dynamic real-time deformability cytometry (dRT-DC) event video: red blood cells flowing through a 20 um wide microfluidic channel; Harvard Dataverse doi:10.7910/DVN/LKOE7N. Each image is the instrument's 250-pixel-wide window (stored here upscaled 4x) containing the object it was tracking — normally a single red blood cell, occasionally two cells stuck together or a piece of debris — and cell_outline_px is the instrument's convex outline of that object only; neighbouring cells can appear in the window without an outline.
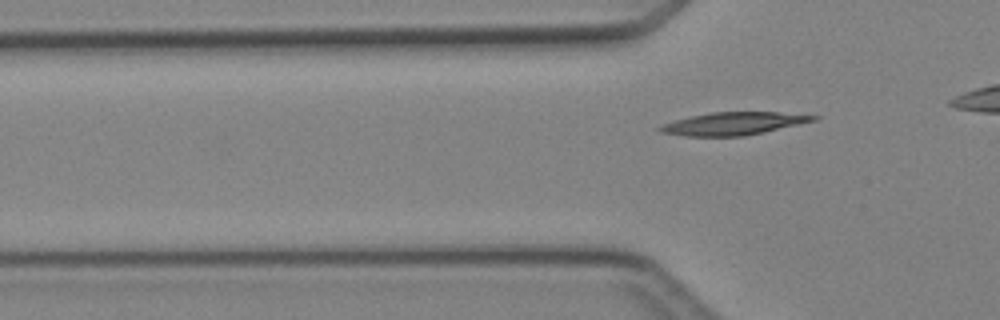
{"species": "Egyptian fruit bat (a non-hibernating species)", "species_latin": "Rousettus aegyptiacus", "temperature_condition": "cold", "stored_images_in_passage": 6, "camera_frame_rate_fps": 3000, "um_per_image_px": 0.085, "animal": {"sex": "female"}, "frame": {"image": 1, "passage_image": 6, "time_ms": 6.667, "image_size_px": [1000, 320], "cell_outline_px": [[820, 116], [816, 120], [764, 132], [744, 136], [684, 136], [660, 132], [656, 128], [660, 124], [692, 116], [712, 112], [780, 112]], "centroid_in_image_um": [62.31, 10.5], "position_along_channel_um": 63.5, "area_um2": 20.23}}